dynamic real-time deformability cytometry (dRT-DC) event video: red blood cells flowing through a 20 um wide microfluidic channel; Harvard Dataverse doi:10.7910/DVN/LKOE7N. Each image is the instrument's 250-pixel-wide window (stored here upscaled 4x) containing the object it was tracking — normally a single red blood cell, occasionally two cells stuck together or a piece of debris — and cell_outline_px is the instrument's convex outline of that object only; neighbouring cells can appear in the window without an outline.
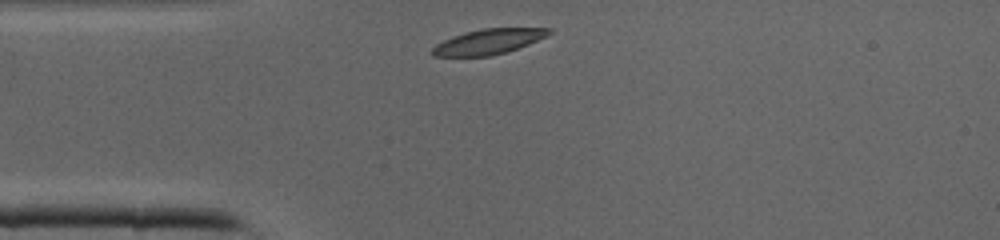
{"species": "common noctule bat (a hibernating species)", "species_latin": "Nyctalus noctula", "temperature_condition": "cold", "stored_images_in_passage": 24, "camera_frame_rate_fps": 3000, "um_per_image_px": 0.085, "animal": {"sex": "male", "body_mass_g": 19.0, "forearm_length_mm": 50.8}, "frame": {"image": 1, "passage_image": 1, "time_ms": 0.0, "image_size_px": [1000, 240], "cell_outline_px": [[552, 32], [548, 36], [528, 44], [504, 52], [488, 56], [432, 56], [428, 52], [436, 44], [452, 36], [464, 32], [484, 28], [552, 28]], "centroid_in_image_um": [41.48, 3.53], "position_along_channel_um": 43.5, "area_um2": 17.11}}
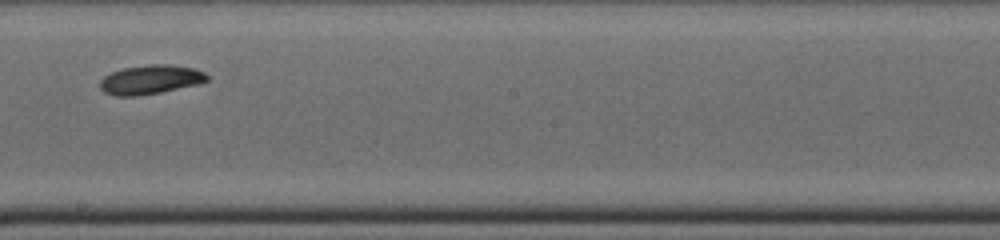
{"frame": {"image": 2, "passage_image": 14, "time_ms": 4.333, "image_size_px": [1000, 240], "cell_outline_px": [[208, 80], [196, 84], [160, 92], [136, 96], [116, 96], [104, 92], [100, 88], [100, 80], [104, 76], [112, 72], [124, 68], [152, 64], [172, 64], [196, 68], [204, 72], [208, 76]], "centroid_in_image_um": [12.79, 6.75], "position_along_channel_um": 235.4, "area_um2": 18.09}}
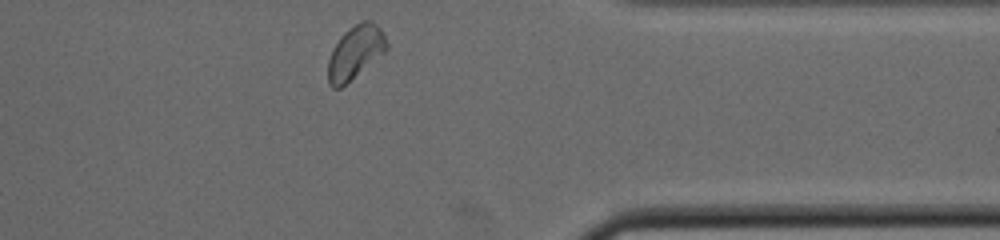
{"frame": {"image": 3, "passage_image": 24, "time_ms": 7.667, "image_size_px": [1000, 240], "cell_outline_px": [[388, 48], [384, 52], [340, 88], [332, 88], [328, 84], [328, 60], [332, 48], [340, 36], [348, 28], [364, 20], [368, 20], [376, 24], [380, 28], [388, 44]], "centroid_in_image_um": [30.17, 4.44], "position_along_channel_um": 381.2, "area_um2": 17.98}}